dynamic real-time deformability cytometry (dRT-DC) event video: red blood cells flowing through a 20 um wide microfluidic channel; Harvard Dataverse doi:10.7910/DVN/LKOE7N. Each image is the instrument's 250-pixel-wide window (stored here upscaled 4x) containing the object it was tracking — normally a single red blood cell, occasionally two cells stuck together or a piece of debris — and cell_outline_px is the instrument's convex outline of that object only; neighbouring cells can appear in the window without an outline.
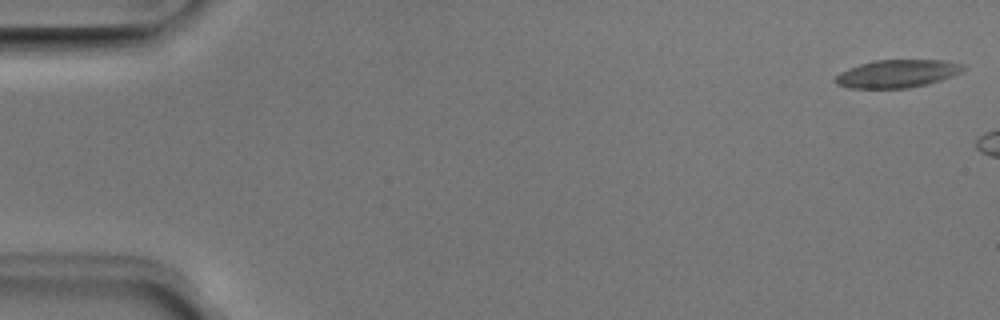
{"species": "Egyptian fruit bat (a non-hibernating species)", "species_latin": "Rousettus aegyptiacus", "temperature_condition": "room temperature", "stored_images_in_passage": 6, "camera_frame_rate_fps": 3000, "um_per_image_px": 0.085, "animal": {"sex": "male"}, "frame": {"image": 1, "passage_image": 1, "time_ms": 0.0, "image_size_px": [1000, 320], "cell_outline_px": [[968, 68], [952, 76], [928, 84], [908, 88], [848, 88], [836, 84], [832, 80], [840, 72], [848, 68], [872, 60], [944, 60], [964, 64]], "centroid_in_image_um": [76.26, 6.26], "position_along_channel_um": 8.7, "area_um2": 20.98}}